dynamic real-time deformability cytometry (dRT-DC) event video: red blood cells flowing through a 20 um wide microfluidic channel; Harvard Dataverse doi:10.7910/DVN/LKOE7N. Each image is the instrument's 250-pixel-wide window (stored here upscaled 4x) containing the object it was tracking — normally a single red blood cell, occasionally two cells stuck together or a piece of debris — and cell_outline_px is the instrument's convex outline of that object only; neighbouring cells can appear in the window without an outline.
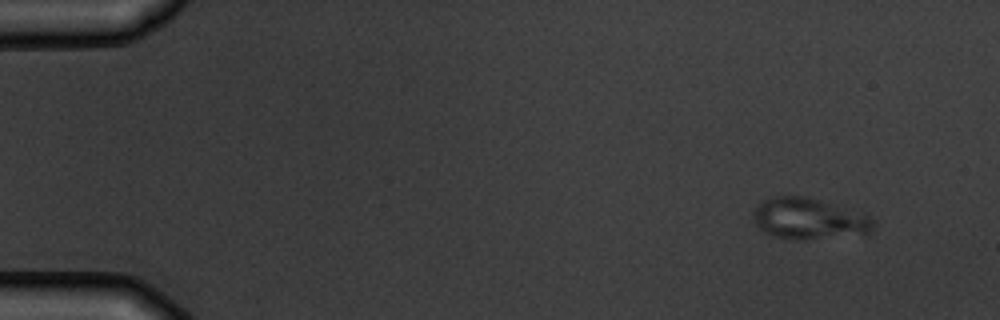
{"species": "common noctule bat (a hibernating species)", "species_latin": "Nyctalus noctula", "temperature_condition": "warm", "stored_images_in_passage": 6, "camera_frame_rate_fps": 3000, "um_per_image_px": 0.085, "animal": {"sex": "male", "body_mass_g": 19.5, "forearm_length_mm": 54.6}, "frame": {"image": 1, "passage_image": 1, "time_ms": 0.0, "image_size_px": [1000, 320], "cell_outline_px": [[876, 224], [872, 232], [804, 240], [792, 240], [772, 236], [764, 232], [756, 224], [752, 216], [752, 212], [756, 204], [760, 200], [772, 196], [804, 196], [820, 200], [864, 212]], "centroid_in_image_um": [68.71, 18.58], "position_along_channel_um": 16.3, "area_um2": 29.19}}
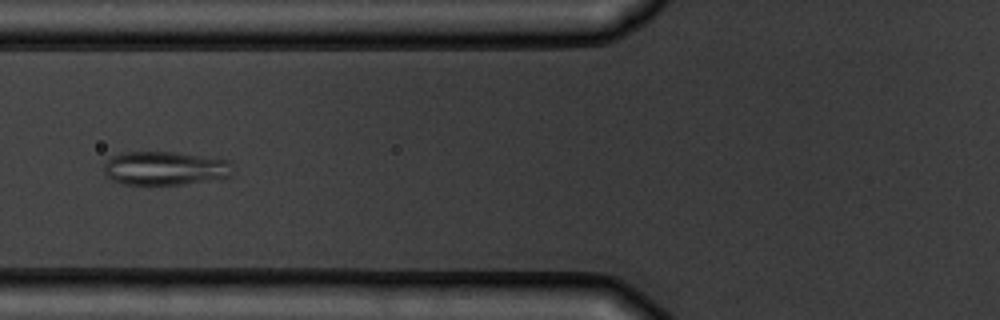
{"frame": {"image": 2, "passage_image": 6, "time_ms": 5.667, "image_size_px": [1000, 320], "cell_outline_px": [[232, 176], [184, 184], [124, 184], [112, 180], [104, 172], [104, 164], [112, 156], [124, 152], [176, 152], [228, 160], [232, 164]], "centroid_in_image_um": [14.03, 14.3], "position_along_channel_um": 111.8, "area_um2": 25.14}}